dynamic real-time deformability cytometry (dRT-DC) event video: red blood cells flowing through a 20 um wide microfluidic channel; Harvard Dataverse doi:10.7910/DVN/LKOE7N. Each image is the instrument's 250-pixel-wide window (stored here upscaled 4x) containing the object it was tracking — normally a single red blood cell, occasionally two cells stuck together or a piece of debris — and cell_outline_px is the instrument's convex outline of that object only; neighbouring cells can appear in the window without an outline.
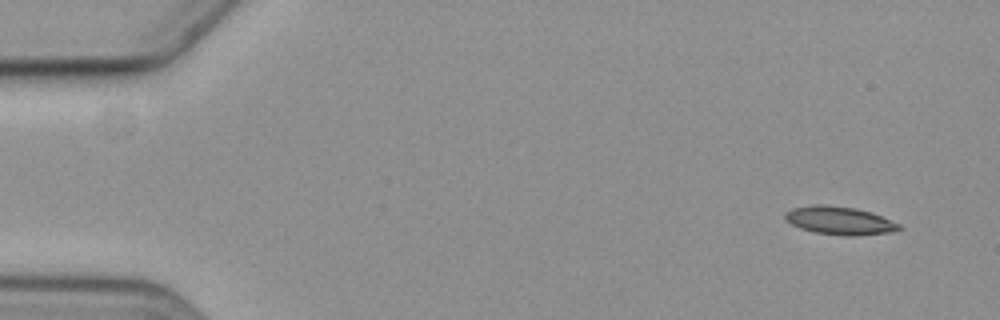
{"species": "common noctule bat (a hibernating species)", "species_latin": "Nyctalus noctula", "temperature_condition": "cold", "stored_images_in_passage": 5, "camera_frame_rate_fps": 3000, "um_per_image_px": 0.085, "animal": {"sex": "female", "body_mass_g": 19.3, "forearm_length_mm": 54.1}, "frame": {"image": 1, "passage_image": 1, "time_ms": 0.0, "image_size_px": [1000, 320], "cell_outline_px": [[904, 228], [892, 232], [856, 236], [844, 236], [816, 232], [800, 228], [784, 220], [784, 216], [792, 208], [816, 204], [824, 204], [856, 208], [872, 212], [900, 224]], "centroid_in_image_um": [71.4, 18.75], "position_along_channel_um": 13.6, "area_um2": 18.79}}